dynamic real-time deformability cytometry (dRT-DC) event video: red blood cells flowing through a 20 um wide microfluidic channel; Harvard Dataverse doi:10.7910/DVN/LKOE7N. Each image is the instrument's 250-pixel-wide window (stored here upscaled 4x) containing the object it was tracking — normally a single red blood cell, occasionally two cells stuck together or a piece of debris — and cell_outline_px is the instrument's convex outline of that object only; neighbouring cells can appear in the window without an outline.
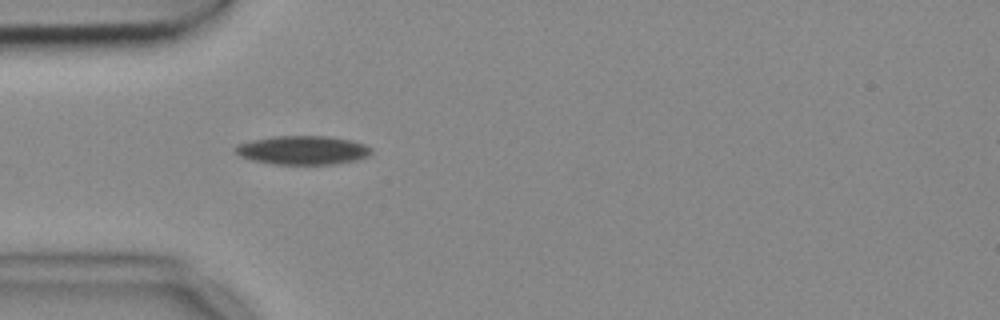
{"species": "common noctule bat (a hibernating species)", "species_latin": "Nyctalus noctula", "temperature_condition": "cold", "stored_images_in_passage": 1, "camera_frame_rate_fps": 3000, "um_per_image_px": 0.085, "animal": {"sex": "female", "body_mass_g": 18.4}, "frame": {"image": 1, "passage_image": 1, "time_ms": 0.0, "image_size_px": [1000, 320], "cell_outline_px": [[372, 152], [368, 156], [356, 160], [336, 164], [272, 164], [252, 160], [240, 156], [236, 152], [236, 144], [252, 140], [276, 136], [324, 136], [352, 140], [364, 144], [372, 148]], "centroid_in_image_um": [25.75, 12.77], "position_along_channel_um": 59.2, "area_um2": 22.77}}